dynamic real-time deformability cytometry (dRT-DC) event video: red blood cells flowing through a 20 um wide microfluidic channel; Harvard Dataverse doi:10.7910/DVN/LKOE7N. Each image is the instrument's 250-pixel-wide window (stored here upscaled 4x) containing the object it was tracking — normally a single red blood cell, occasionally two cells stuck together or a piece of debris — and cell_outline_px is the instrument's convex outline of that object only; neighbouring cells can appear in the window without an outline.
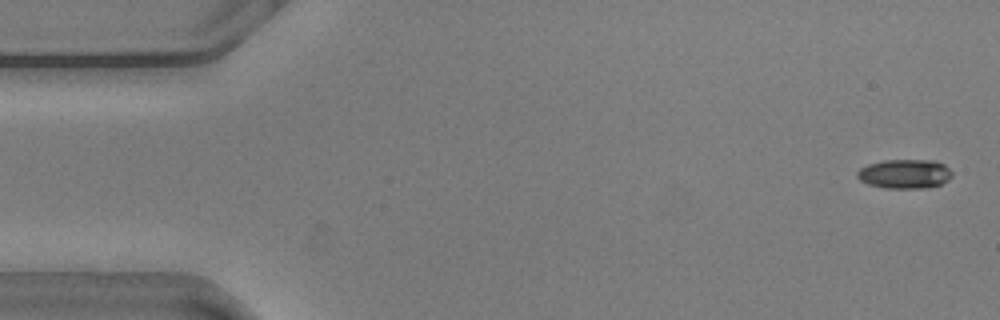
{"species": "common noctule bat (a hibernating species)", "species_latin": "Nyctalus noctula", "temperature_condition": "warm", "stored_images_in_passage": 56, "camera_frame_rate_fps": 3000, "um_per_image_px": 0.085, "animal": {"sex": "male", "body_mass_g": 20.5, "forearm_length_mm": 52.5}, "frame": {"image": 1, "passage_image": 2, "time_ms": 0.333, "image_size_px": [1000, 320], "cell_outline_px": [[952, 176], [948, 180], [940, 184], [928, 188], [884, 188], [868, 184], [860, 180], [856, 176], [856, 172], [860, 168], [868, 164], [884, 160], [936, 160], [944, 164], [952, 172]], "centroid_in_image_um": [76.9, 14.78], "position_along_channel_um": 8.1, "area_um2": 16.3}}
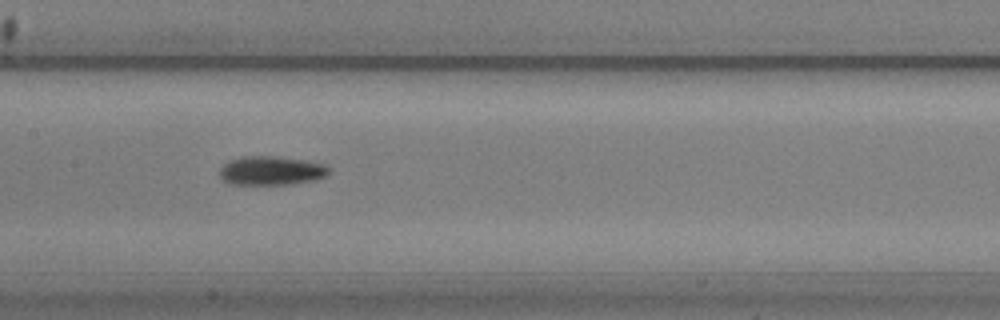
{"frame": {"image": 2, "passage_image": 27, "time_ms": 8.667, "image_size_px": [1000, 320], "cell_outline_px": [[328, 176], [316, 180], [288, 184], [228, 184], [220, 180], [220, 168], [228, 160], [240, 156], [272, 156], [304, 160], [324, 164], [328, 168]], "centroid_in_image_um": [23.01, 14.51], "position_along_channel_um": 184.4, "area_um2": 18.55}}
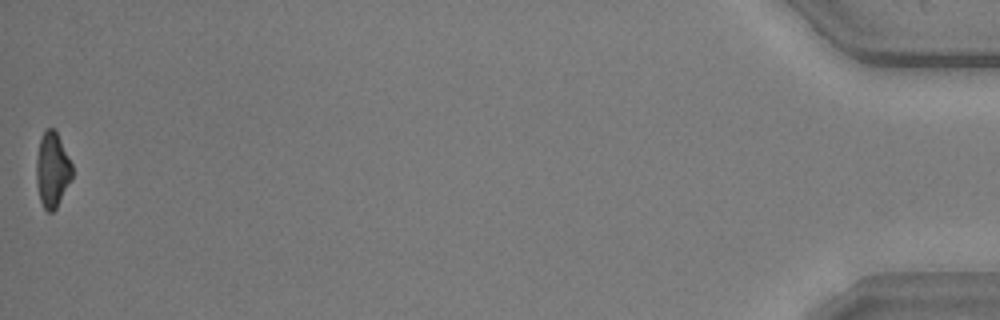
{"frame": {"image": 3, "passage_image": 56, "time_ms": 18.333, "image_size_px": [1000, 320], "cell_outline_px": [[72, 180], [56, 208], [52, 212], [48, 212], [44, 208], [40, 200], [36, 184], [36, 160], [40, 140], [44, 132], [48, 128], [52, 128], [56, 132], [72, 164]], "centroid_in_image_um": [4.44, 14.48], "position_along_channel_um": 430.8, "area_um2": 15.55}, "authors_computed_cell_mechanics": {"area_um2": 16.9643, "velocity_mm_per_s": 3.6192, "shape_relaxation_time_tau1_ms": 3.8459, "shape_relaxation_time_tau2_ms": null, "deformation_change_tau1": 0.1387, "deformation_change_tau2": null}}